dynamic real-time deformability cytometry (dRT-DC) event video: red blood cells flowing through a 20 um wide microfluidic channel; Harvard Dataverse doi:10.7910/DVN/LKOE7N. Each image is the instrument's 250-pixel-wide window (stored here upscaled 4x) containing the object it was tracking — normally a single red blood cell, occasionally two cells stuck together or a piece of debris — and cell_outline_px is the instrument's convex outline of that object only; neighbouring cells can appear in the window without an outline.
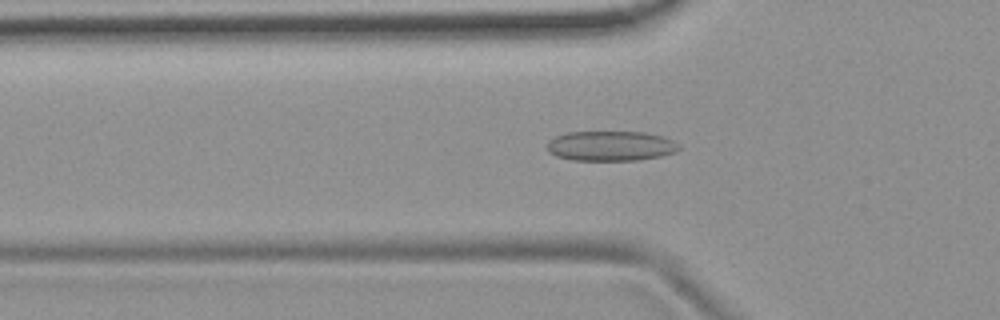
{"species": "common noctule bat (a hibernating species)", "species_latin": "Nyctalus noctula", "temperature_condition": "room temperature", "stored_images_in_passage": 52, "camera_frame_rate_fps": 3000, "um_per_image_px": 0.085, "animal": {"sex": "female", "body_mass_g": 19.9}, "frame": {"image": 1, "passage_image": 17, "time_ms": 5.333, "image_size_px": [1000, 320], "cell_outline_px": [[680, 148], [676, 152], [660, 156], [640, 160], [572, 160], [556, 156], [548, 152], [548, 140], [556, 136], [568, 132], [644, 132], [660, 136], [672, 140], [680, 144]], "centroid_in_image_um": [51.91, 12.41], "position_along_channel_um": 73.9, "area_um2": 23.0}}
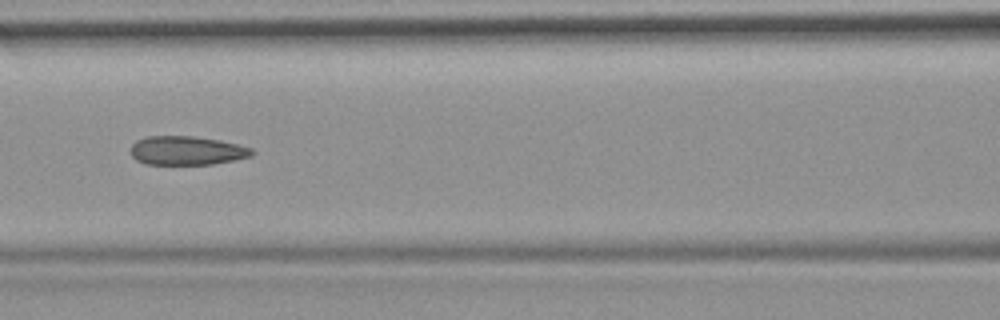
{"frame": {"image": 2, "passage_image": 23, "time_ms": 7.333, "image_size_px": [1000, 320], "cell_outline_px": [[256, 152], [252, 156], [212, 164], [144, 164], [136, 160], [132, 156], [132, 144], [136, 140], [148, 136], [192, 136], [220, 140], [252, 148]], "centroid_in_image_um": [15.88, 12.8], "position_along_channel_um": 150.7, "area_um2": 20.35}}
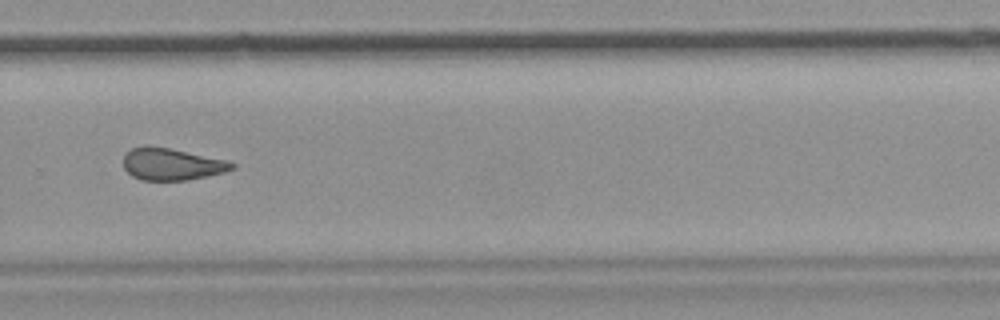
{"frame": {"image": 3, "passage_image": 36, "time_ms": 11.667, "image_size_px": [1000, 320], "cell_outline_px": [[236, 168], [224, 172], [188, 180], [140, 180], [132, 176], [124, 168], [124, 156], [132, 148], [148, 144], [228, 160], [236, 164]], "centroid_in_image_um": [14.6, 13.95], "position_along_channel_um": 315.2, "area_um2": 20.29}, "authors_computed_cell_mechanics": {"area_um2": 21.3282, "velocity_mm_per_s": 3.812, "shape_relaxation_time_tau1_ms": null, "shape_relaxation_time_tau2_ms": 2.0205, "deformation_change_tau1": null, "deformation_change_tau2": 0.1051}}